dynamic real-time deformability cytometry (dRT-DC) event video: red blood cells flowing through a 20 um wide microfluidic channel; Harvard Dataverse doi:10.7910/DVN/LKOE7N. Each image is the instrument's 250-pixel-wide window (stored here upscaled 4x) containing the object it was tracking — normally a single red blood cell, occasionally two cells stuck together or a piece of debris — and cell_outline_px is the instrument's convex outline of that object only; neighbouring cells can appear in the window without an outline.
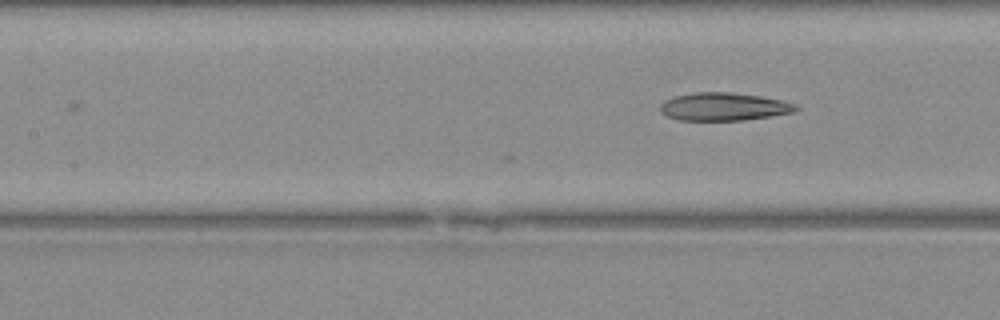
{"species": "Egyptian fruit bat (a non-hibernating species)", "species_latin": "Rousettus aegyptiacus", "temperature_condition": "warm", "stored_images_in_passage": 8, "camera_frame_rate_fps": 3000, "um_per_image_px": 0.085, "animal": {"sex": "female"}, "frame": {"image": 1, "passage_image": 8, "time_ms": 2.333, "image_size_px": [1000, 320], "cell_outline_px": [[800, 108], [796, 112], [772, 116], [744, 120], [680, 120], [668, 116], [660, 112], [660, 104], [664, 100], [676, 96], [696, 92], [732, 92], [760, 96], [780, 100], [796, 104]], "centroid_in_image_um": [61.54, 9.07], "position_along_channel_um": 145.9, "area_um2": 22.14}}